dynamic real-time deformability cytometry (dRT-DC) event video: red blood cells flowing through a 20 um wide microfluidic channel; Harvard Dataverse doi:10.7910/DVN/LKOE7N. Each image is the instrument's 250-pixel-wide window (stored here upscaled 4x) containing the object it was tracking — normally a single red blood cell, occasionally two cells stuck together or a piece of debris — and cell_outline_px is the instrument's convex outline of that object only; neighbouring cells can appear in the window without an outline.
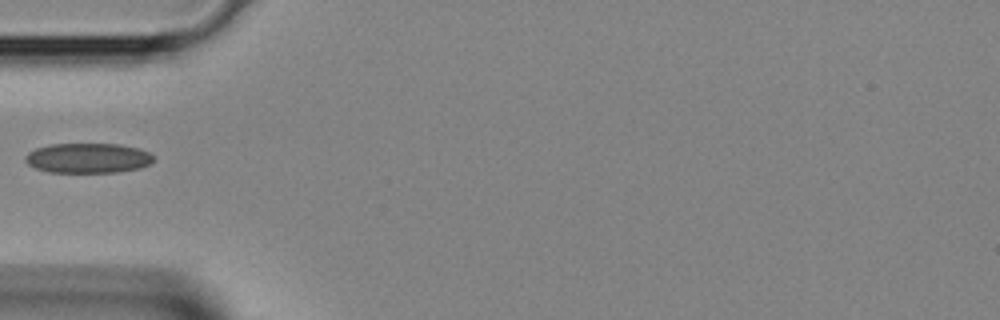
{"species": "Egyptian fruit bat (a non-hibernating species)", "species_latin": "Rousettus aegyptiacus", "temperature_condition": "room temperature", "stored_images_in_passage": 26, "camera_frame_rate_fps": 3000, "um_per_image_px": 0.085, "animal": {"sex": "female"}, "frame": {"image": 1, "passage_image": 1, "time_ms": 0.0, "image_size_px": [1000, 320], "cell_outline_px": [[156, 160], [140, 168], [116, 172], [48, 172], [36, 168], [28, 164], [24, 160], [24, 156], [28, 152], [36, 148], [52, 144], [120, 144], [140, 148], [156, 156]], "centroid_in_image_um": [7.5, 13.43], "position_along_channel_um": 77.5, "area_um2": 22.54}}
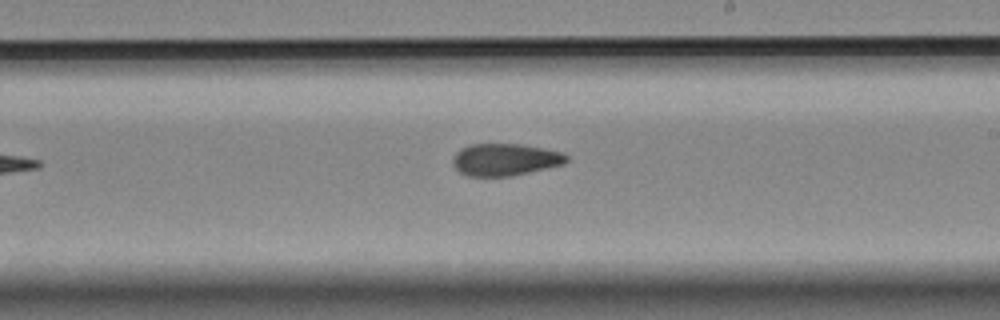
{"frame": {"image": 2, "passage_image": 11, "time_ms": 3.333, "image_size_px": [1000, 320], "cell_outline_px": [[568, 160], [564, 164], [512, 176], [468, 176], [460, 172], [452, 164], [452, 160], [456, 152], [460, 148], [468, 144], [520, 144], [544, 148], [564, 152], [568, 156]], "centroid_in_image_um": [42.93, 13.56], "position_along_channel_um": 246.1, "area_um2": 21.44}}
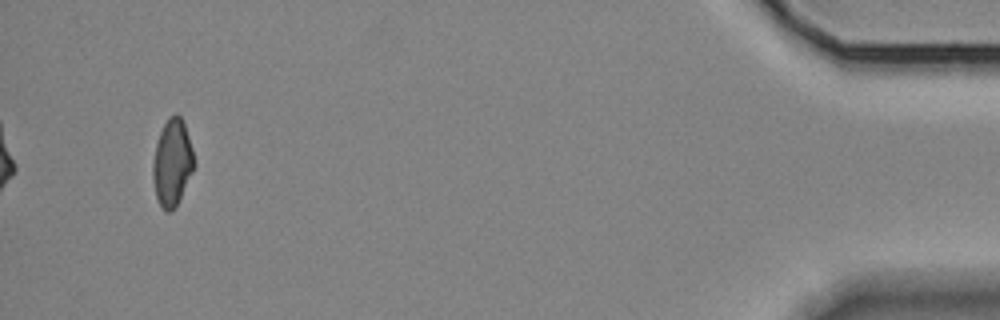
{"frame": {"image": 3, "passage_image": 26, "time_ms": 8.333, "image_size_px": [1000, 320], "cell_outline_px": [[196, 164], [176, 208], [172, 212], [168, 212], [160, 204], [156, 196], [152, 180], [152, 164], [156, 144], [160, 132], [168, 116], [176, 112], [180, 116], [184, 124], [192, 148]], "centroid_in_image_um": [14.64, 13.83], "position_along_channel_um": 420.6, "area_um2": 20.98}}